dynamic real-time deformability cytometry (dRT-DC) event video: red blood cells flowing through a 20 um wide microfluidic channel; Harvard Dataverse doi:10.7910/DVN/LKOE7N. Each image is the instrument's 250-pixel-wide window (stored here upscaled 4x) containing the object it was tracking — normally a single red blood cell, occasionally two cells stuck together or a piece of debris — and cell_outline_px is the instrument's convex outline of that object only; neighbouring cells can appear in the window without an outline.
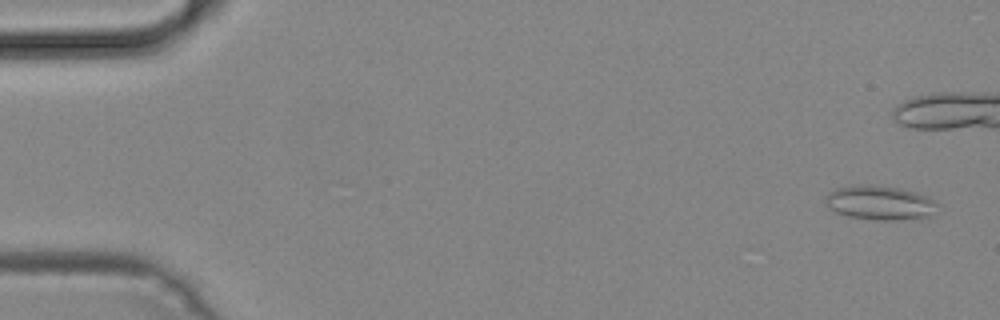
{"species": "common noctule bat (a hibernating species)", "species_latin": "Nyctalus noctula", "temperature_condition": "cold", "stored_images_in_passage": 43, "camera_frame_rate_fps": 3000, "um_per_image_px": 0.085, "animal": {"sex": "male", "body_mass_g": 19.2, "forearm_length_mm": 51.8}, "frame": {"image": 1, "passage_image": 2, "time_ms": 0.333, "image_size_px": [1000, 320], "cell_outline_px": [[936, 204], [932, 216], [896, 220], [876, 220], [848, 216], [836, 212], [828, 208], [824, 204], [824, 196], [828, 192], [836, 188], [856, 184], [864, 184], [900, 188], [916, 192], [932, 200]], "centroid_in_image_um": [74.69, 17.23], "position_along_channel_um": 10.3, "area_um2": 22.37}}
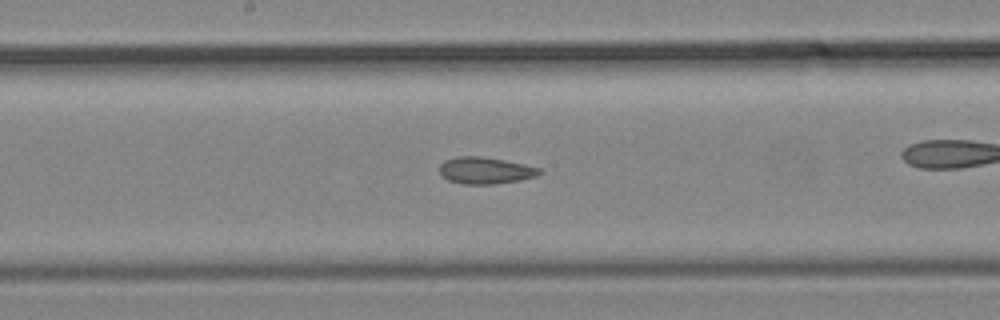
{"frame": {"image": 2, "passage_image": 26, "time_ms": 8.333, "image_size_px": [1000, 320], "cell_outline_px": [[544, 172], [536, 176], [520, 180], [496, 184], [464, 184], [448, 180], [440, 176], [440, 164], [444, 160], [456, 156], [480, 156], [504, 160], [524, 164], [540, 168]], "centroid_in_image_um": [41.24, 14.49], "position_along_channel_um": 207.0, "area_um2": 15.72}}
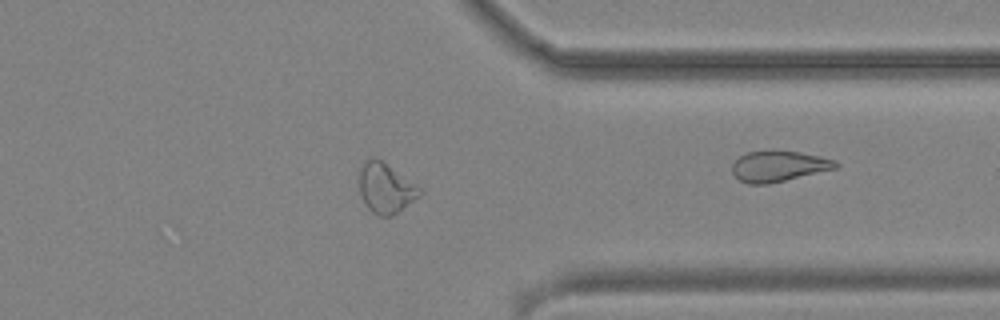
{"frame": {"image": 3, "passage_image": 39, "time_ms": 12.667, "image_size_px": [1000, 320], "cell_outline_px": [[424, 192], [420, 196], [392, 216], [376, 216], [364, 204], [360, 192], [360, 168], [372, 156], [380, 160], [416, 184]], "centroid_in_image_um": [32.79, 16.03], "position_along_channel_um": 378.6, "area_um2": 17.4}}